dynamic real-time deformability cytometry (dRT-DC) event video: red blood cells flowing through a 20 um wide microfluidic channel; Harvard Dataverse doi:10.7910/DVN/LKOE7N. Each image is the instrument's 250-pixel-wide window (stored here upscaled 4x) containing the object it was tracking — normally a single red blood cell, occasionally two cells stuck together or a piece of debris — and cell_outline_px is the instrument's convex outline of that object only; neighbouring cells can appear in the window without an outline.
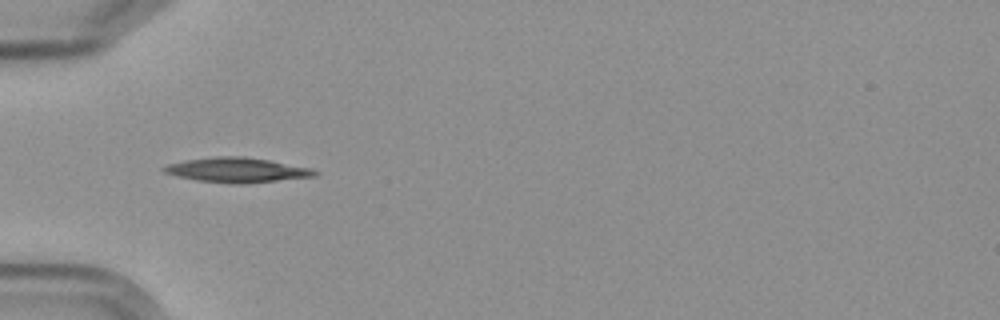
{"species": "Egyptian fruit bat (a non-hibernating species)", "species_latin": "Rousettus aegyptiacus", "temperature_condition": "cold", "stored_images_in_passage": 2, "camera_frame_rate_fps": 3000, "um_per_image_px": 0.085, "frame": {"image": 1, "passage_image": 1, "time_ms": 0.0, "image_size_px": [1000, 320], "cell_outline_px": [[320, 172], [316, 176], [244, 184], [232, 184], [196, 180], [176, 176], [164, 172], [160, 168], [168, 164], [188, 160], [216, 156], [244, 156], [268, 160], [312, 168]], "centroid_in_image_um": [20.16, 14.46], "position_along_channel_um": 64.8, "area_um2": 21.79}}
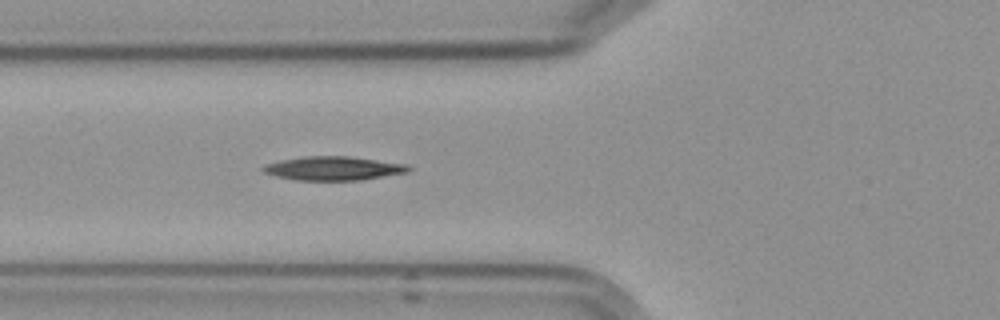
{"frame": {"image": 2, "passage_image": 2, "time_ms": 1.0, "image_size_px": [1000, 320], "cell_outline_px": [[412, 168], [408, 172], [360, 180], [296, 180], [276, 176], [264, 172], [260, 168], [264, 164], [280, 160], [304, 156], [348, 156], [408, 164]], "centroid_in_image_um": [28.32, 14.3], "position_along_channel_um": 97.5, "area_um2": 20.23}}